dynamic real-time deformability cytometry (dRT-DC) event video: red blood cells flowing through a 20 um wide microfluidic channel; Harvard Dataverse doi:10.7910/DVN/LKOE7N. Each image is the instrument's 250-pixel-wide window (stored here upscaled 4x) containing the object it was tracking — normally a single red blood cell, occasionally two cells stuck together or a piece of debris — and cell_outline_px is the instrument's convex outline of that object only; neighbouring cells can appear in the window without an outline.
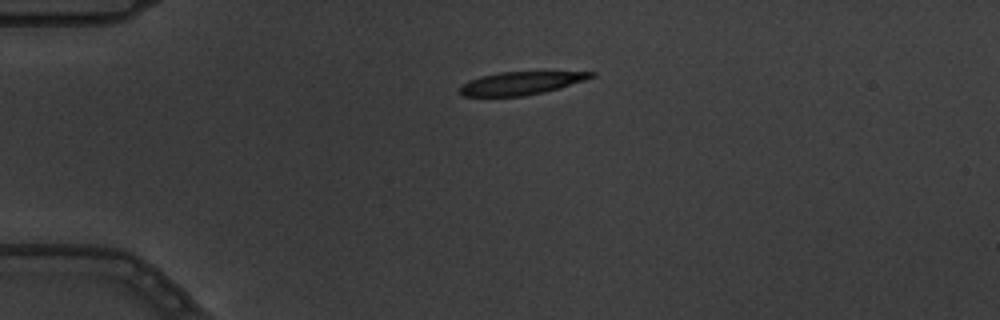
{"species": "common noctule bat (a hibernating species)", "species_latin": "Nyctalus noctula", "temperature_condition": "warm", "stored_images_in_passage": 2, "camera_frame_rate_fps": 3000, "um_per_image_px": 0.085, "animal": {"sex": "male", "body_mass_g": 19.5, "forearm_length_mm": 54.6}, "frame": {"image": 1, "passage_image": 1, "time_ms": 0.0, "image_size_px": [1000, 320], "cell_outline_px": [[596, 76], [560, 88], [544, 92], [524, 96], [460, 96], [460, 88], [468, 80], [480, 76], [500, 72], [596, 72]], "centroid_in_image_um": [44.26, 7.07], "position_along_channel_um": 40.7, "area_um2": 17.46}}